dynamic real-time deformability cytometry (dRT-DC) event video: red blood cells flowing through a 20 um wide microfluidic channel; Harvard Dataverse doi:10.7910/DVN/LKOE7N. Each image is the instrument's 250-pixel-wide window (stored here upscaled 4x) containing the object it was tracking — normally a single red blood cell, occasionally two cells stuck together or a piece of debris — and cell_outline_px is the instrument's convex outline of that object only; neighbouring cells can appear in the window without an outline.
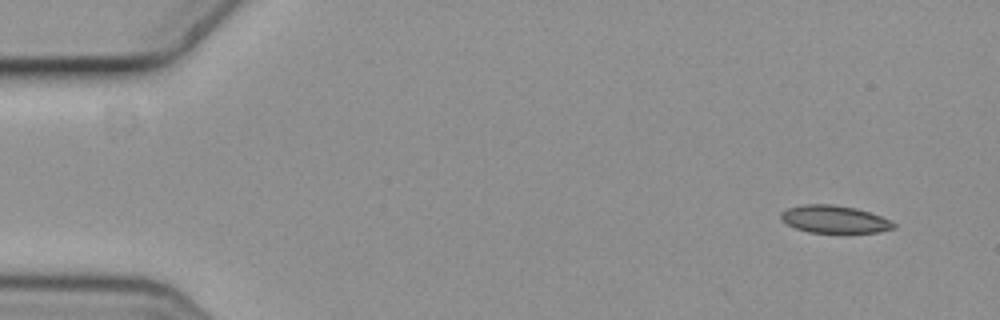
{"species": "common noctule bat (a hibernating species)", "species_latin": "Nyctalus noctula", "temperature_condition": "cold", "stored_images_in_passage": 4, "camera_frame_rate_fps": 3000, "um_per_image_px": 0.085, "animal": {"sex": "female", "body_mass_g": 19.3, "forearm_length_mm": 54.1}, "frame": {"image": 1, "passage_image": 1, "time_ms": 0.0, "image_size_px": [1000, 320], "cell_outline_px": [[896, 228], [880, 232], [808, 232], [796, 228], [780, 220], [780, 212], [788, 208], [804, 204], [832, 204], [856, 208], [880, 216], [896, 224]], "centroid_in_image_um": [70.9, 18.63], "position_along_channel_um": 14.1, "area_um2": 17.98}}
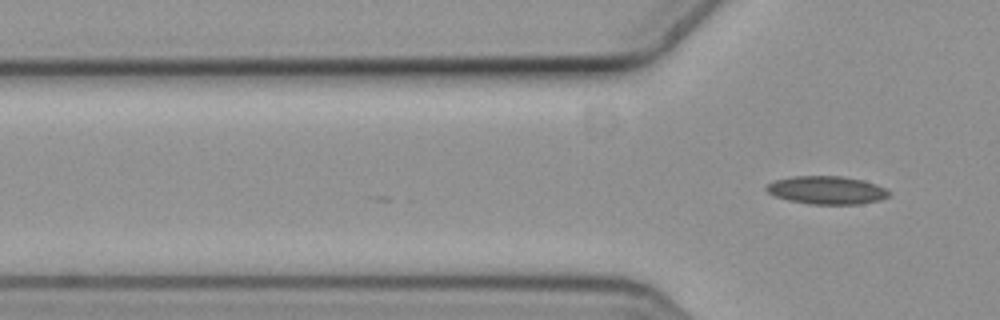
{"frame": {"image": 2, "passage_image": 4, "time_ms": 1.0, "image_size_px": [1000, 320], "cell_outline_px": [[892, 192], [888, 196], [880, 200], [860, 204], [808, 204], [788, 200], [776, 196], [768, 192], [764, 188], [772, 180], [792, 176], [840, 176], [860, 180], [876, 184]], "centroid_in_image_um": [70.25, 16.16], "position_along_channel_um": 55.6, "area_um2": 20.06}}